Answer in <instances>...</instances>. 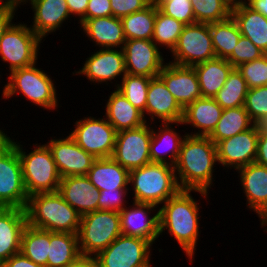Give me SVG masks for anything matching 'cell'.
Listing matches in <instances>:
<instances>
[{"mask_svg":"<svg viewBox=\"0 0 267 267\" xmlns=\"http://www.w3.org/2000/svg\"><path fill=\"white\" fill-rule=\"evenodd\" d=\"M192 192L201 194L203 198H208L209 195V192L201 190H180L159 207L160 235L165 230L168 231L185 252L190 263H193L197 240L201 234L200 205L192 196Z\"/></svg>","mask_w":267,"mask_h":267,"instance_id":"cell-1","label":"cell"},{"mask_svg":"<svg viewBox=\"0 0 267 267\" xmlns=\"http://www.w3.org/2000/svg\"><path fill=\"white\" fill-rule=\"evenodd\" d=\"M218 163L216 144L208 136L185 135L174 165L181 190L208 192Z\"/></svg>","mask_w":267,"mask_h":267,"instance_id":"cell-2","label":"cell"},{"mask_svg":"<svg viewBox=\"0 0 267 267\" xmlns=\"http://www.w3.org/2000/svg\"><path fill=\"white\" fill-rule=\"evenodd\" d=\"M27 224L50 232L78 234L81 215L56 192L28 197L25 208Z\"/></svg>","mask_w":267,"mask_h":267,"instance_id":"cell-3","label":"cell"},{"mask_svg":"<svg viewBox=\"0 0 267 267\" xmlns=\"http://www.w3.org/2000/svg\"><path fill=\"white\" fill-rule=\"evenodd\" d=\"M129 185V190L133 191V202L156 206H161L181 190L174 166L157 162L130 170Z\"/></svg>","mask_w":267,"mask_h":267,"instance_id":"cell-4","label":"cell"},{"mask_svg":"<svg viewBox=\"0 0 267 267\" xmlns=\"http://www.w3.org/2000/svg\"><path fill=\"white\" fill-rule=\"evenodd\" d=\"M36 66L35 63L9 72L8 83L3 87L2 99L6 100L21 93L33 105L54 111L59 105L54 80L45 70Z\"/></svg>","mask_w":267,"mask_h":267,"instance_id":"cell-5","label":"cell"},{"mask_svg":"<svg viewBox=\"0 0 267 267\" xmlns=\"http://www.w3.org/2000/svg\"><path fill=\"white\" fill-rule=\"evenodd\" d=\"M20 143L14 140L13 145L17 148L21 162L27 195L58 191L61 177L48 145L33 144L36 148L28 153Z\"/></svg>","mask_w":267,"mask_h":267,"instance_id":"cell-6","label":"cell"},{"mask_svg":"<svg viewBox=\"0 0 267 267\" xmlns=\"http://www.w3.org/2000/svg\"><path fill=\"white\" fill-rule=\"evenodd\" d=\"M121 235L119 212L96 210L81 216L78 231L81 255L96 256Z\"/></svg>","mask_w":267,"mask_h":267,"instance_id":"cell-7","label":"cell"},{"mask_svg":"<svg viewBox=\"0 0 267 267\" xmlns=\"http://www.w3.org/2000/svg\"><path fill=\"white\" fill-rule=\"evenodd\" d=\"M41 43L28 24L14 22L0 40V58L8 63L10 72L31 66L38 63Z\"/></svg>","mask_w":267,"mask_h":267,"instance_id":"cell-8","label":"cell"},{"mask_svg":"<svg viewBox=\"0 0 267 267\" xmlns=\"http://www.w3.org/2000/svg\"><path fill=\"white\" fill-rule=\"evenodd\" d=\"M152 245L139 237L120 235L95 256L97 267H152Z\"/></svg>","mask_w":267,"mask_h":267,"instance_id":"cell-9","label":"cell"},{"mask_svg":"<svg viewBox=\"0 0 267 267\" xmlns=\"http://www.w3.org/2000/svg\"><path fill=\"white\" fill-rule=\"evenodd\" d=\"M74 128L69 135L82 149L96 159L112 157L117 132L105 116L83 117L75 122Z\"/></svg>","mask_w":267,"mask_h":267,"instance_id":"cell-10","label":"cell"},{"mask_svg":"<svg viewBox=\"0 0 267 267\" xmlns=\"http://www.w3.org/2000/svg\"><path fill=\"white\" fill-rule=\"evenodd\" d=\"M171 54L169 62L191 67L215 58L209 24L185 25Z\"/></svg>","mask_w":267,"mask_h":267,"instance_id":"cell-11","label":"cell"},{"mask_svg":"<svg viewBox=\"0 0 267 267\" xmlns=\"http://www.w3.org/2000/svg\"><path fill=\"white\" fill-rule=\"evenodd\" d=\"M151 126L145 123L134 129L117 132L112 158L129 171L150 163Z\"/></svg>","mask_w":267,"mask_h":267,"instance_id":"cell-12","label":"cell"},{"mask_svg":"<svg viewBox=\"0 0 267 267\" xmlns=\"http://www.w3.org/2000/svg\"><path fill=\"white\" fill-rule=\"evenodd\" d=\"M28 197L17 148L13 145L0 157V207L25 209Z\"/></svg>","mask_w":267,"mask_h":267,"instance_id":"cell-13","label":"cell"},{"mask_svg":"<svg viewBox=\"0 0 267 267\" xmlns=\"http://www.w3.org/2000/svg\"><path fill=\"white\" fill-rule=\"evenodd\" d=\"M122 50L126 73L131 75L157 77L166 64L161 49L152 40H126Z\"/></svg>","mask_w":267,"mask_h":267,"instance_id":"cell-14","label":"cell"},{"mask_svg":"<svg viewBox=\"0 0 267 267\" xmlns=\"http://www.w3.org/2000/svg\"><path fill=\"white\" fill-rule=\"evenodd\" d=\"M260 125L236 134L216 144L218 164L235 170L254 163L257 155Z\"/></svg>","mask_w":267,"mask_h":267,"instance_id":"cell-15","label":"cell"},{"mask_svg":"<svg viewBox=\"0 0 267 267\" xmlns=\"http://www.w3.org/2000/svg\"><path fill=\"white\" fill-rule=\"evenodd\" d=\"M81 69L72 72L73 75H84L89 82L105 85L118 77L126 75L124 53L122 49L100 48L86 58ZM120 77V78H119Z\"/></svg>","mask_w":267,"mask_h":267,"instance_id":"cell-16","label":"cell"},{"mask_svg":"<svg viewBox=\"0 0 267 267\" xmlns=\"http://www.w3.org/2000/svg\"><path fill=\"white\" fill-rule=\"evenodd\" d=\"M53 138L46 144L52 152L60 177L87 175L96 158L82 149L70 135L61 139Z\"/></svg>","mask_w":267,"mask_h":267,"instance_id":"cell-17","label":"cell"},{"mask_svg":"<svg viewBox=\"0 0 267 267\" xmlns=\"http://www.w3.org/2000/svg\"><path fill=\"white\" fill-rule=\"evenodd\" d=\"M132 204L119 212L121 235L139 237L154 244L160 236L159 206L151 203L132 202ZM153 210L156 214L152 216Z\"/></svg>","mask_w":267,"mask_h":267,"instance_id":"cell-18","label":"cell"},{"mask_svg":"<svg viewBox=\"0 0 267 267\" xmlns=\"http://www.w3.org/2000/svg\"><path fill=\"white\" fill-rule=\"evenodd\" d=\"M158 76L183 109L202 97L197 73L191 66L166 62Z\"/></svg>","mask_w":267,"mask_h":267,"instance_id":"cell-19","label":"cell"},{"mask_svg":"<svg viewBox=\"0 0 267 267\" xmlns=\"http://www.w3.org/2000/svg\"><path fill=\"white\" fill-rule=\"evenodd\" d=\"M236 172L246 197V206L257 214L261 224L267 217V167L254 162Z\"/></svg>","mask_w":267,"mask_h":267,"instance_id":"cell-20","label":"cell"},{"mask_svg":"<svg viewBox=\"0 0 267 267\" xmlns=\"http://www.w3.org/2000/svg\"><path fill=\"white\" fill-rule=\"evenodd\" d=\"M29 3L33 10L31 30L42 40L60 30L63 23L72 18L66 0H20V5ZM62 25V26H61Z\"/></svg>","mask_w":267,"mask_h":267,"instance_id":"cell-21","label":"cell"},{"mask_svg":"<svg viewBox=\"0 0 267 267\" xmlns=\"http://www.w3.org/2000/svg\"><path fill=\"white\" fill-rule=\"evenodd\" d=\"M145 114V120L148 116L151 118L147 119L148 123L151 122L150 124L155 123L154 119H158L161 123L182 121L183 108L177 103L159 76L151 78L149 82Z\"/></svg>","mask_w":267,"mask_h":267,"instance_id":"cell-22","label":"cell"},{"mask_svg":"<svg viewBox=\"0 0 267 267\" xmlns=\"http://www.w3.org/2000/svg\"><path fill=\"white\" fill-rule=\"evenodd\" d=\"M58 192L81 216L98 210L100 191L86 175L61 178Z\"/></svg>","mask_w":267,"mask_h":267,"instance_id":"cell-23","label":"cell"},{"mask_svg":"<svg viewBox=\"0 0 267 267\" xmlns=\"http://www.w3.org/2000/svg\"><path fill=\"white\" fill-rule=\"evenodd\" d=\"M26 225L25 209L0 207V266L21 251V236Z\"/></svg>","mask_w":267,"mask_h":267,"instance_id":"cell-24","label":"cell"},{"mask_svg":"<svg viewBox=\"0 0 267 267\" xmlns=\"http://www.w3.org/2000/svg\"><path fill=\"white\" fill-rule=\"evenodd\" d=\"M80 26L96 47L122 49L126 41L121 19L114 16L84 19Z\"/></svg>","mask_w":267,"mask_h":267,"instance_id":"cell-25","label":"cell"},{"mask_svg":"<svg viewBox=\"0 0 267 267\" xmlns=\"http://www.w3.org/2000/svg\"><path fill=\"white\" fill-rule=\"evenodd\" d=\"M222 111L223 108L213 98L200 97L183 109L181 122L193 127L195 133L191 132L189 135L209 136L216 127Z\"/></svg>","mask_w":267,"mask_h":267,"instance_id":"cell-26","label":"cell"},{"mask_svg":"<svg viewBox=\"0 0 267 267\" xmlns=\"http://www.w3.org/2000/svg\"><path fill=\"white\" fill-rule=\"evenodd\" d=\"M173 124L179 126V124L182 125V122L160 123L158 129H153L154 127L152 126V138L149 148L151 162L175 165L182 141L187 133L181 136L175 131Z\"/></svg>","mask_w":267,"mask_h":267,"instance_id":"cell-27","label":"cell"},{"mask_svg":"<svg viewBox=\"0 0 267 267\" xmlns=\"http://www.w3.org/2000/svg\"><path fill=\"white\" fill-rule=\"evenodd\" d=\"M231 16L237 23L241 35L250 39L255 46L267 54V18L245 1L232 8Z\"/></svg>","mask_w":267,"mask_h":267,"instance_id":"cell-28","label":"cell"},{"mask_svg":"<svg viewBox=\"0 0 267 267\" xmlns=\"http://www.w3.org/2000/svg\"><path fill=\"white\" fill-rule=\"evenodd\" d=\"M105 118L116 132L134 129L147 123L141 111L136 109L117 89L107 99Z\"/></svg>","mask_w":267,"mask_h":267,"instance_id":"cell-29","label":"cell"},{"mask_svg":"<svg viewBox=\"0 0 267 267\" xmlns=\"http://www.w3.org/2000/svg\"><path fill=\"white\" fill-rule=\"evenodd\" d=\"M129 173V170L110 157L96 159L86 176L99 191L116 190L129 188Z\"/></svg>","mask_w":267,"mask_h":267,"instance_id":"cell-30","label":"cell"},{"mask_svg":"<svg viewBox=\"0 0 267 267\" xmlns=\"http://www.w3.org/2000/svg\"><path fill=\"white\" fill-rule=\"evenodd\" d=\"M197 73L202 97L213 98L223 88L234 68L226 59L215 57L193 66Z\"/></svg>","mask_w":267,"mask_h":267,"instance_id":"cell-31","label":"cell"},{"mask_svg":"<svg viewBox=\"0 0 267 267\" xmlns=\"http://www.w3.org/2000/svg\"><path fill=\"white\" fill-rule=\"evenodd\" d=\"M80 255L78 234L50 232L47 267H64Z\"/></svg>","mask_w":267,"mask_h":267,"instance_id":"cell-32","label":"cell"},{"mask_svg":"<svg viewBox=\"0 0 267 267\" xmlns=\"http://www.w3.org/2000/svg\"><path fill=\"white\" fill-rule=\"evenodd\" d=\"M255 123L251 120L244 106L223 109L221 117L208 136L215 144L226 138L242 133L252 128Z\"/></svg>","mask_w":267,"mask_h":267,"instance_id":"cell-33","label":"cell"},{"mask_svg":"<svg viewBox=\"0 0 267 267\" xmlns=\"http://www.w3.org/2000/svg\"><path fill=\"white\" fill-rule=\"evenodd\" d=\"M216 57L228 59L242 36L232 16L220 22L209 23Z\"/></svg>","mask_w":267,"mask_h":267,"instance_id":"cell-34","label":"cell"},{"mask_svg":"<svg viewBox=\"0 0 267 267\" xmlns=\"http://www.w3.org/2000/svg\"><path fill=\"white\" fill-rule=\"evenodd\" d=\"M157 8L156 3L152 2L141 11L120 18L126 40H152Z\"/></svg>","mask_w":267,"mask_h":267,"instance_id":"cell-35","label":"cell"},{"mask_svg":"<svg viewBox=\"0 0 267 267\" xmlns=\"http://www.w3.org/2000/svg\"><path fill=\"white\" fill-rule=\"evenodd\" d=\"M50 231L26 225L21 236V252L36 264L47 267Z\"/></svg>","mask_w":267,"mask_h":267,"instance_id":"cell-36","label":"cell"},{"mask_svg":"<svg viewBox=\"0 0 267 267\" xmlns=\"http://www.w3.org/2000/svg\"><path fill=\"white\" fill-rule=\"evenodd\" d=\"M248 87L237 68H233L228 74L223 88L213 99L223 108H237L244 106Z\"/></svg>","mask_w":267,"mask_h":267,"instance_id":"cell-37","label":"cell"},{"mask_svg":"<svg viewBox=\"0 0 267 267\" xmlns=\"http://www.w3.org/2000/svg\"><path fill=\"white\" fill-rule=\"evenodd\" d=\"M184 26L185 24L167 16L157 8L152 41L160 49L165 47L171 53L178 42Z\"/></svg>","mask_w":267,"mask_h":267,"instance_id":"cell-38","label":"cell"},{"mask_svg":"<svg viewBox=\"0 0 267 267\" xmlns=\"http://www.w3.org/2000/svg\"><path fill=\"white\" fill-rule=\"evenodd\" d=\"M150 80V77L126 73L120 80V84H117L116 81L114 85V87L116 86L115 89H117L136 109L143 113L144 118Z\"/></svg>","mask_w":267,"mask_h":267,"instance_id":"cell-39","label":"cell"},{"mask_svg":"<svg viewBox=\"0 0 267 267\" xmlns=\"http://www.w3.org/2000/svg\"><path fill=\"white\" fill-rule=\"evenodd\" d=\"M196 23H213L231 16L232 7L224 0H191Z\"/></svg>","mask_w":267,"mask_h":267,"instance_id":"cell-40","label":"cell"},{"mask_svg":"<svg viewBox=\"0 0 267 267\" xmlns=\"http://www.w3.org/2000/svg\"><path fill=\"white\" fill-rule=\"evenodd\" d=\"M244 108L255 124H263L267 120V86L248 89Z\"/></svg>","mask_w":267,"mask_h":267,"instance_id":"cell-41","label":"cell"},{"mask_svg":"<svg viewBox=\"0 0 267 267\" xmlns=\"http://www.w3.org/2000/svg\"><path fill=\"white\" fill-rule=\"evenodd\" d=\"M246 81L248 89L267 86V54L236 67Z\"/></svg>","mask_w":267,"mask_h":267,"instance_id":"cell-42","label":"cell"},{"mask_svg":"<svg viewBox=\"0 0 267 267\" xmlns=\"http://www.w3.org/2000/svg\"><path fill=\"white\" fill-rule=\"evenodd\" d=\"M158 9L185 25L196 23L191 0H152Z\"/></svg>","mask_w":267,"mask_h":267,"instance_id":"cell-43","label":"cell"},{"mask_svg":"<svg viewBox=\"0 0 267 267\" xmlns=\"http://www.w3.org/2000/svg\"><path fill=\"white\" fill-rule=\"evenodd\" d=\"M265 55L257 46H255L250 39L241 36L234 48L231 56L227 61L234 67H238L242 63L250 62L261 58Z\"/></svg>","mask_w":267,"mask_h":267,"instance_id":"cell-44","label":"cell"},{"mask_svg":"<svg viewBox=\"0 0 267 267\" xmlns=\"http://www.w3.org/2000/svg\"><path fill=\"white\" fill-rule=\"evenodd\" d=\"M129 188H117L116 190H101L99 201H98V210H108L120 212L123 208L126 207L125 197L128 196Z\"/></svg>","mask_w":267,"mask_h":267,"instance_id":"cell-45","label":"cell"},{"mask_svg":"<svg viewBox=\"0 0 267 267\" xmlns=\"http://www.w3.org/2000/svg\"><path fill=\"white\" fill-rule=\"evenodd\" d=\"M152 2V0H110L112 16L122 18L145 9Z\"/></svg>","mask_w":267,"mask_h":267,"instance_id":"cell-46","label":"cell"},{"mask_svg":"<svg viewBox=\"0 0 267 267\" xmlns=\"http://www.w3.org/2000/svg\"><path fill=\"white\" fill-rule=\"evenodd\" d=\"M112 16L110 0H89L86 8V19Z\"/></svg>","mask_w":267,"mask_h":267,"instance_id":"cell-47","label":"cell"},{"mask_svg":"<svg viewBox=\"0 0 267 267\" xmlns=\"http://www.w3.org/2000/svg\"><path fill=\"white\" fill-rule=\"evenodd\" d=\"M255 162L267 167V131L261 125Z\"/></svg>","mask_w":267,"mask_h":267,"instance_id":"cell-48","label":"cell"},{"mask_svg":"<svg viewBox=\"0 0 267 267\" xmlns=\"http://www.w3.org/2000/svg\"><path fill=\"white\" fill-rule=\"evenodd\" d=\"M0 267H44L27 258L21 251L12 255Z\"/></svg>","mask_w":267,"mask_h":267,"instance_id":"cell-49","label":"cell"},{"mask_svg":"<svg viewBox=\"0 0 267 267\" xmlns=\"http://www.w3.org/2000/svg\"><path fill=\"white\" fill-rule=\"evenodd\" d=\"M70 14L78 16L79 24L86 19V8L89 0H66Z\"/></svg>","mask_w":267,"mask_h":267,"instance_id":"cell-50","label":"cell"},{"mask_svg":"<svg viewBox=\"0 0 267 267\" xmlns=\"http://www.w3.org/2000/svg\"><path fill=\"white\" fill-rule=\"evenodd\" d=\"M18 8H0V40L14 23L13 19Z\"/></svg>","mask_w":267,"mask_h":267,"instance_id":"cell-51","label":"cell"},{"mask_svg":"<svg viewBox=\"0 0 267 267\" xmlns=\"http://www.w3.org/2000/svg\"><path fill=\"white\" fill-rule=\"evenodd\" d=\"M64 267H97L95 256L80 255L75 261Z\"/></svg>","mask_w":267,"mask_h":267,"instance_id":"cell-52","label":"cell"},{"mask_svg":"<svg viewBox=\"0 0 267 267\" xmlns=\"http://www.w3.org/2000/svg\"><path fill=\"white\" fill-rule=\"evenodd\" d=\"M14 143V139H11L9 135H7V132L0 129V157L5 154Z\"/></svg>","mask_w":267,"mask_h":267,"instance_id":"cell-53","label":"cell"},{"mask_svg":"<svg viewBox=\"0 0 267 267\" xmlns=\"http://www.w3.org/2000/svg\"><path fill=\"white\" fill-rule=\"evenodd\" d=\"M245 2L267 18V0H245Z\"/></svg>","mask_w":267,"mask_h":267,"instance_id":"cell-54","label":"cell"},{"mask_svg":"<svg viewBox=\"0 0 267 267\" xmlns=\"http://www.w3.org/2000/svg\"><path fill=\"white\" fill-rule=\"evenodd\" d=\"M20 0H0V8H18Z\"/></svg>","mask_w":267,"mask_h":267,"instance_id":"cell-55","label":"cell"},{"mask_svg":"<svg viewBox=\"0 0 267 267\" xmlns=\"http://www.w3.org/2000/svg\"><path fill=\"white\" fill-rule=\"evenodd\" d=\"M227 2L232 8L238 6L240 3L244 2L245 0H224Z\"/></svg>","mask_w":267,"mask_h":267,"instance_id":"cell-56","label":"cell"},{"mask_svg":"<svg viewBox=\"0 0 267 267\" xmlns=\"http://www.w3.org/2000/svg\"><path fill=\"white\" fill-rule=\"evenodd\" d=\"M261 227H266L267 226V217L263 220V222L260 224ZM266 225V226H265ZM267 232V228H265V230Z\"/></svg>","mask_w":267,"mask_h":267,"instance_id":"cell-57","label":"cell"},{"mask_svg":"<svg viewBox=\"0 0 267 267\" xmlns=\"http://www.w3.org/2000/svg\"><path fill=\"white\" fill-rule=\"evenodd\" d=\"M261 126L267 131V120Z\"/></svg>","mask_w":267,"mask_h":267,"instance_id":"cell-58","label":"cell"}]
</instances>
